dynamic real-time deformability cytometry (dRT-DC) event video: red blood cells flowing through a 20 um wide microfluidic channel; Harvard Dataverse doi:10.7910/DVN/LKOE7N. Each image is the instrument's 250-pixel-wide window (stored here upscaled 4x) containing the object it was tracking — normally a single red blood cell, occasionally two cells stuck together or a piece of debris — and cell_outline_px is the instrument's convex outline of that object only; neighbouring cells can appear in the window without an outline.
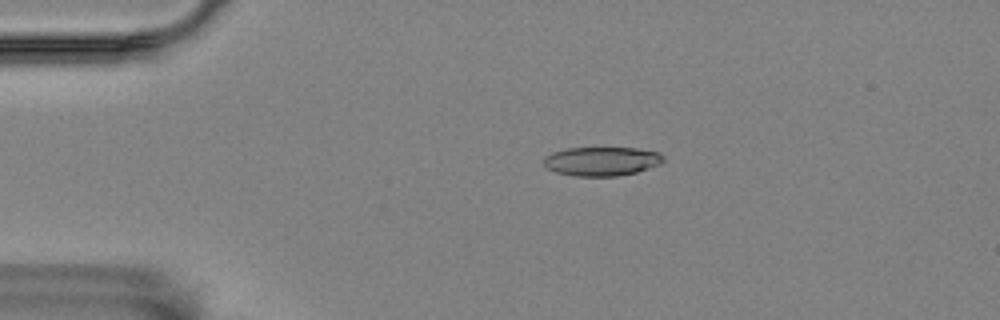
{"species": "Egyptian fruit bat (a non-hibernating species)", "species_latin": "Rousettus aegyptiacus", "temperature_condition": "room temperature", "stored_images_in_passage": 51, "camera_frame_rate_fps": 3000, "um_per_image_px": 0.085, "animal": {"sex": "female"}, "frame": {"image": 1, "passage_image": 6, "time_ms": 1.667, "image_size_px": [1000, 320], "cell_outline_px": [[664, 160], [660, 164], [636, 172], [616, 176], [572, 176], [556, 172], [548, 168], [544, 164], [544, 156], [552, 152], [568, 148], [636, 148], [660, 152], [664, 156]], "centroid_in_image_um": [51.15, 13.7], "position_along_channel_um": 33.9, "area_um2": 20.23}}
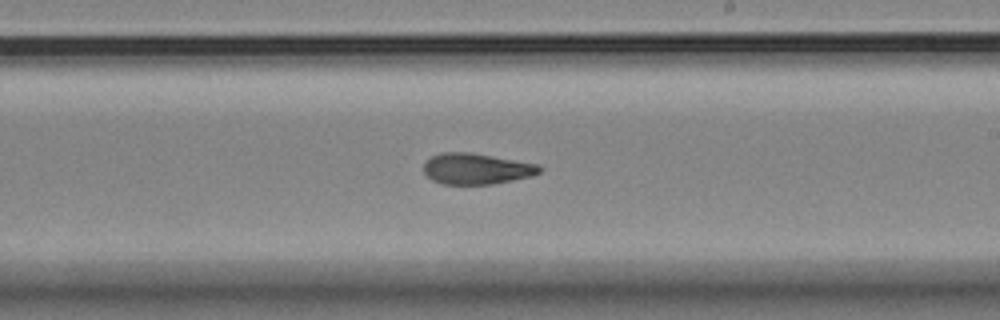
{"frame": {"image": 2, "passage_image": 28, "time_ms": 9.0, "image_size_px": [1000, 320], "cell_outline_px": [[540, 172], [532, 176], [492, 184], [444, 184], [432, 180], [424, 172], [424, 164], [432, 156], [440, 152], [472, 152], [540, 164]], "centroid_in_image_um": [40.51, 14.33], "position_along_channel_um": 248.5, "area_um2": 20.92}}
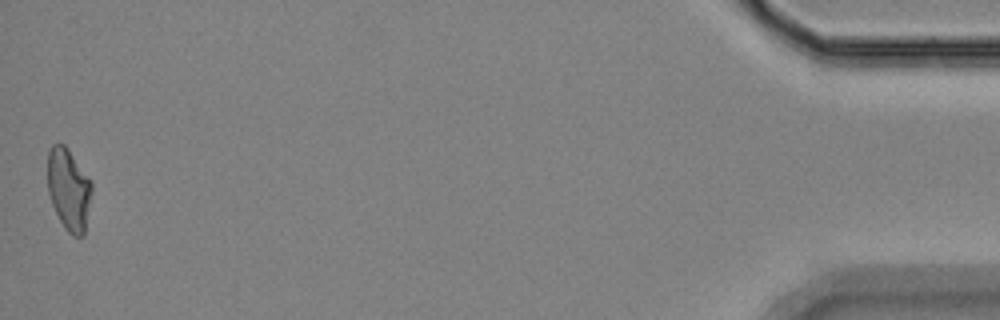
{"frame": {"image": 3, "passage_image": 51, "time_ms": 16.667, "image_size_px": [1000, 320], "cell_outline_px": [[92, 192], [84, 236], [72, 236], [64, 228], [52, 204], [48, 192], [48, 152], [52, 144], [64, 144], [68, 148], [92, 184]], "centroid_in_image_um": [5.84, 16.12], "position_along_channel_um": 429.4, "area_um2": 20.92}, "authors_computed_cell_mechanics": {"area_um2": 21.1548, "velocity_mm_per_s": 3.521, "shape_relaxation_time_tau1_ms": 7.7848, "shape_relaxation_time_tau2_ms": 3.9137, "deformation_change_tau1": 0.2143, "deformation_change_tau2": 0.1193}}